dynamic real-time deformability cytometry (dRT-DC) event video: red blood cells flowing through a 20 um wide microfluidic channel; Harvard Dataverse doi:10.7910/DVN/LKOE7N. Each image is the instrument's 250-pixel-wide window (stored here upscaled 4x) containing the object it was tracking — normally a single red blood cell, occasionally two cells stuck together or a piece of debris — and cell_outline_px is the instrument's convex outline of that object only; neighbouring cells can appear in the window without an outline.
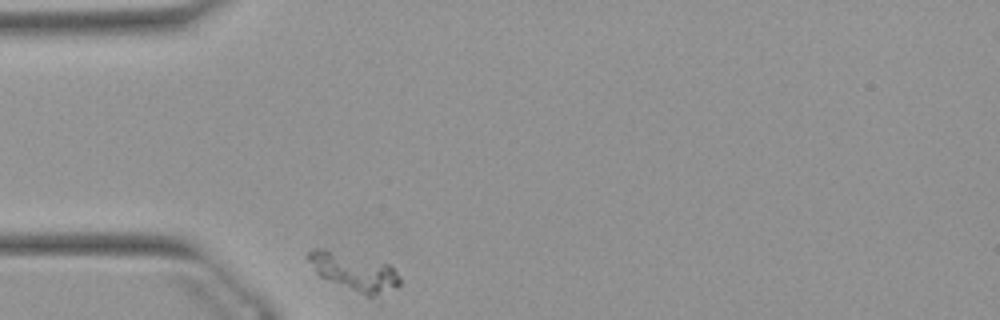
{"species": "Egyptian fruit bat (a non-hibernating species)", "species_latin": "Rousettus aegyptiacus", "temperature_condition": "warm", "stored_images_in_passage": 34, "camera_frame_rate_fps": 3000, "um_per_image_px": 0.085, "animal": {"sex": "female"}, "frame": {"image": 1, "passage_image": 1, "time_ms": 0.0, "image_size_px": [1000, 320], "cell_outline_px": [[400, 284], [396, 288], [372, 296], [368, 296], [320, 276], [316, 272], [304, 256], [312, 248], [320, 248], [388, 264], [400, 276]], "centroid_in_image_um": [30.07, 23.09], "position_along_channel_um": 54.9, "area_um2": 19.36}}
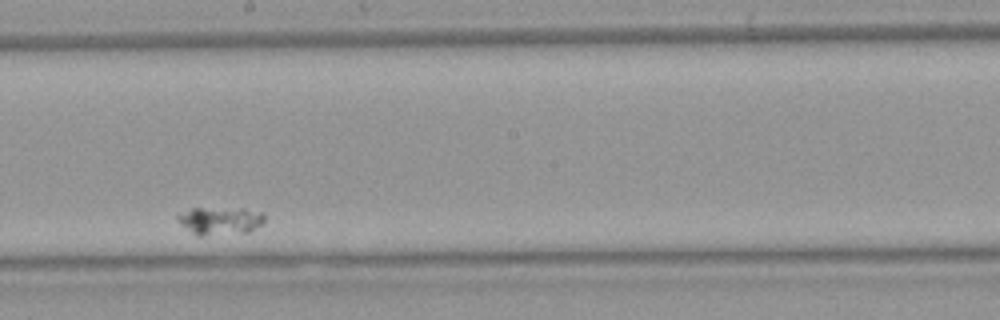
{"frame": {"image": 2, "passage_image": 20, "time_ms": 6.333, "image_size_px": [1000, 320], "cell_outline_px": [[264, 220], [260, 224], [248, 232], [200, 236], [196, 236], [180, 224], [176, 220], [176, 216], [192, 208], [244, 208], [264, 212]], "centroid_in_image_um": [18.69, 18.76], "position_along_channel_um": 229.5, "area_um2": 14.16}}
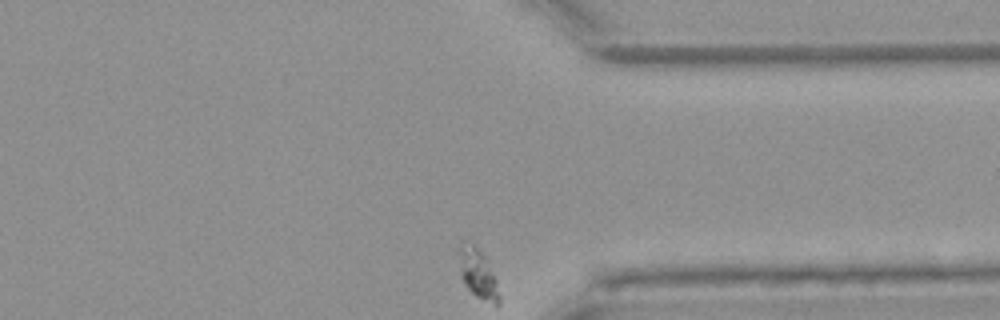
{"frame": {"image": 3, "passage_image": 34, "time_ms": 11.0, "image_size_px": [1000, 320], "cell_outline_px": [[500, 304], [496, 304], [476, 296], [464, 284], [460, 276], [460, 248], [472, 244], [488, 260], [496, 280], [500, 296]], "centroid_in_image_um": [40.67, 23.34], "position_along_channel_um": 370.7, "area_um2": 10.98}}